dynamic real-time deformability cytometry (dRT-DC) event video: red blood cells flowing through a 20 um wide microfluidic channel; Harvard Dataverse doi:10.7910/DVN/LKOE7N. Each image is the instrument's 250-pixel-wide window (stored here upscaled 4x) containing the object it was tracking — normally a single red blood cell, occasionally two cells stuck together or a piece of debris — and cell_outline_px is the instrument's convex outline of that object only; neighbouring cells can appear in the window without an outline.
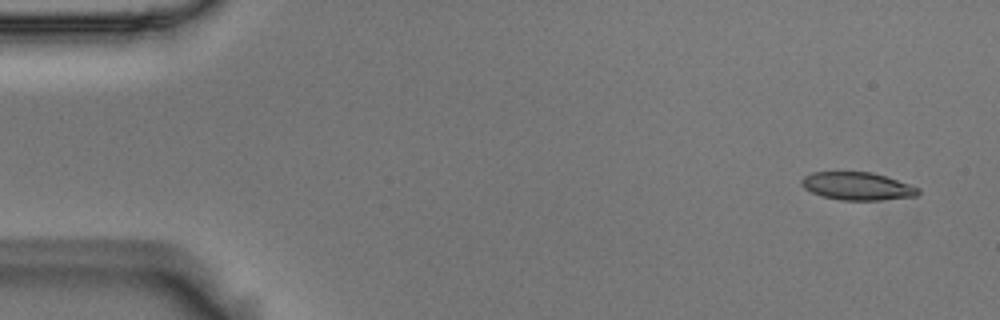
{"species": "Egyptian fruit bat (a non-hibernating species)", "species_latin": "Rousettus aegyptiacus", "temperature_condition": "room temperature", "stored_images_in_passage": 6, "camera_frame_rate_fps": 3000, "um_per_image_px": 0.085, "animal": {"sex": "male"}, "frame": {"image": 1, "passage_image": 1, "time_ms": 0.0, "image_size_px": [1000, 320], "cell_outline_px": [[920, 192], [916, 196], [880, 200], [840, 200], [824, 196], [812, 192], [804, 188], [800, 184], [800, 180], [804, 176], [812, 172], [872, 172], [920, 188]], "centroid_in_image_um": [72.85, 15.82], "position_along_channel_um": 12.2, "area_um2": 18.79}}
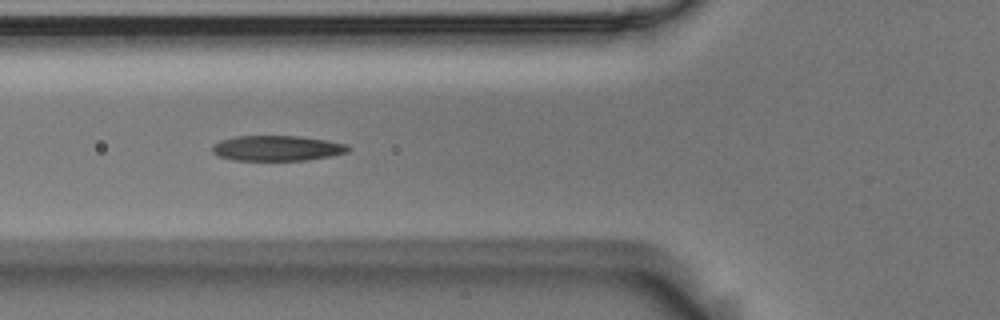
{"frame": {"image": 2, "passage_image": 5, "time_ms": 1.333, "image_size_px": [1000, 320], "cell_outline_px": [[352, 148], [348, 152], [332, 156], [304, 160], [236, 160], [220, 156], [212, 152], [212, 148], [220, 140], [236, 136], [300, 136], [328, 140], [348, 144]], "centroid_in_image_um": [23.63, 12.59], "position_along_channel_um": 102.2, "area_um2": 20.06}}
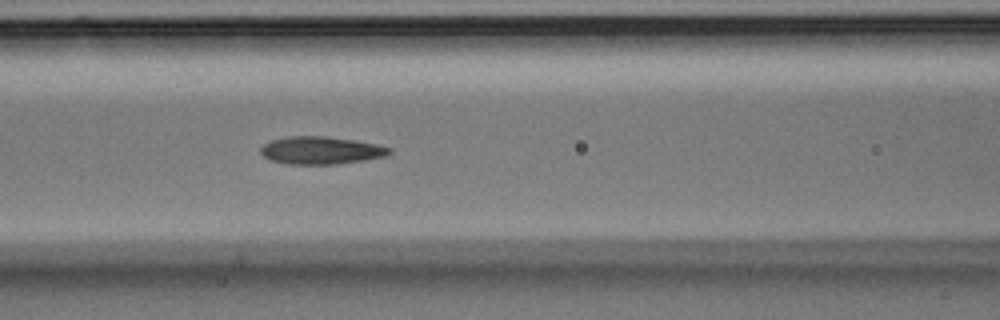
{"frame": {"image": 3, "passage_image": 6, "time_ms": 1.667, "image_size_px": [1000, 320], "cell_outline_px": [[392, 152], [384, 156], [364, 160], [336, 164], [288, 164], [272, 160], [264, 156], [260, 152], [260, 148], [264, 144], [272, 140], [288, 136], [324, 136], [352, 140], [376, 144], [392, 148]], "centroid_in_image_um": [27.27, 12.78], "position_along_channel_um": 139.3, "area_um2": 20.52}}